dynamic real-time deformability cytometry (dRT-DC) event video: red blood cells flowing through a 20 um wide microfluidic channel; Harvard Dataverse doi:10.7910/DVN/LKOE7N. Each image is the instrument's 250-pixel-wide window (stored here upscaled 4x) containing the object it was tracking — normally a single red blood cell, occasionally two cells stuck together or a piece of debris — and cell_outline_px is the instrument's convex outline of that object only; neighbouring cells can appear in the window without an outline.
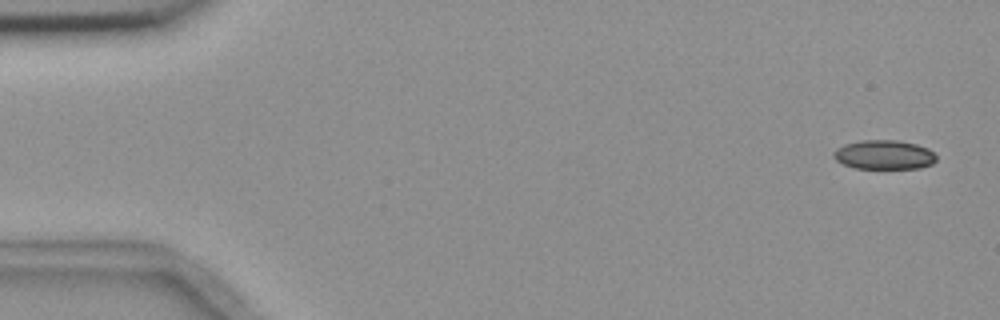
{"species": "common noctule bat (a hibernating species)", "species_latin": "Nyctalus noctula", "temperature_condition": "room temperature", "stored_images_in_passage": 5, "camera_frame_rate_fps": 3000, "um_per_image_px": 0.085, "animal": {"sex": "female", "body_mass_g": 18.4}, "frame": {"image": 1, "passage_image": 1, "time_ms": 0.0, "image_size_px": [1000, 320], "cell_outline_px": [[936, 160], [932, 164], [920, 168], [856, 168], [844, 164], [836, 160], [832, 156], [832, 152], [836, 148], [844, 144], [860, 140], [896, 140], [916, 144], [928, 148], [936, 156]], "centroid_in_image_um": [75.12, 13.15], "position_along_channel_um": 9.9, "area_um2": 17.51}}
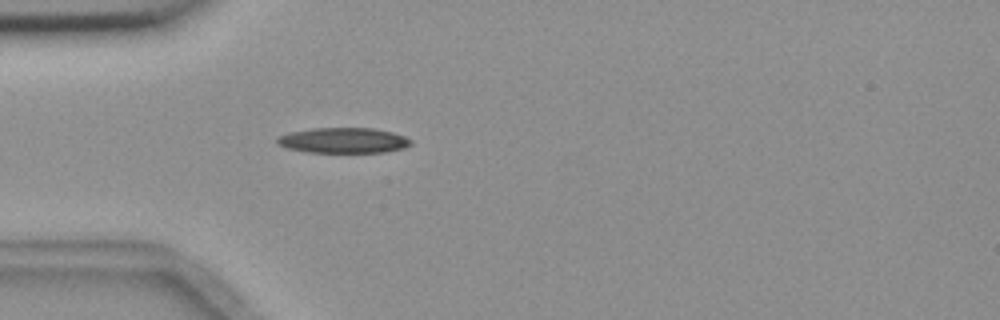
{"frame": {"image": 2, "passage_image": 5, "time_ms": 4.667, "image_size_px": [1000, 320], "cell_outline_px": [[412, 144], [404, 148], [384, 152], [308, 152], [284, 148], [276, 144], [276, 136], [288, 132], [312, 128], [372, 128], [392, 132], [404, 136], [412, 140]], "centroid_in_image_um": [29.13, 11.93], "position_along_channel_um": 55.9, "area_um2": 20.0}}